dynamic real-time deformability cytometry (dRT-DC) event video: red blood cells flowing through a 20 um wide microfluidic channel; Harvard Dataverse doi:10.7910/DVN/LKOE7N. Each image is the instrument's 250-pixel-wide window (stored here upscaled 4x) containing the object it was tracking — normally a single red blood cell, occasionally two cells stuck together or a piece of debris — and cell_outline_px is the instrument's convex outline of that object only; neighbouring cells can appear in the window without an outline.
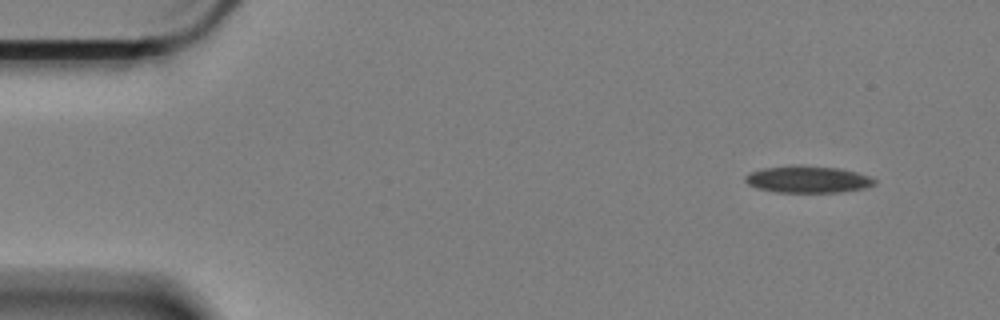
{"species": "Egyptian fruit bat (a non-hibernating species)", "species_latin": "Rousettus aegyptiacus", "temperature_condition": "cold", "stored_images_in_passage": 56, "camera_frame_rate_fps": 3000, "um_per_image_px": 0.085, "animal": {"sex": "female"}, "frame": {"image": 1, "passage_image": 1, "time_ms": 0.0, "image_size_px": [1000, 320], "cell_outline_px": [[876, 184], [868, 188], [840, 192], [776, 192], [756, 188], [748, 184], [744, 180], [744, 176], [748, 172], [764, 168], [796, 164], [800, 164], [840, 168], [872, 176], [876, 180]], "centroid_in_image_um": [68.68, 15.23], "position_along_channel_um": 16.3, "area_um2": 20.75}}
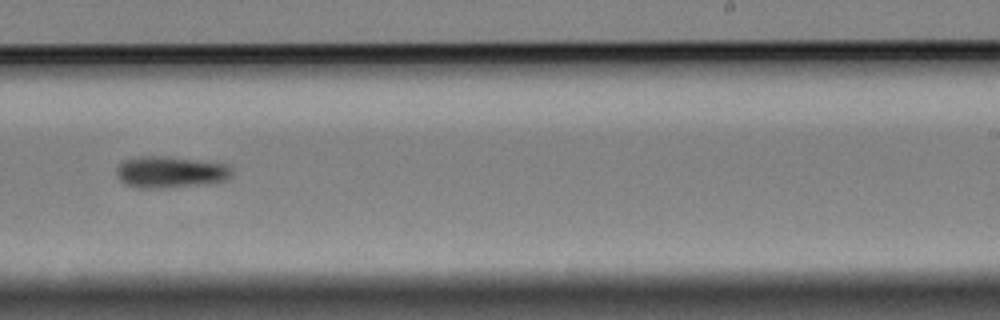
{"frame": {"image": 2, "passage_image": 33, "time_ms": 10.667, "image_size_px": [1000, 320], "cell_outline_px": [[232, 172], [224, 180], [172, 188], [140, 188], [124, 184], [116, 176], [116, 168], [124, 160], [140, 156], [168, 156], [224, 164], [232, 168]], "centroid_in_image_um": [14.4, 14.62], "position_along_channel_um": 274.6, "area_um2": 21.04}}
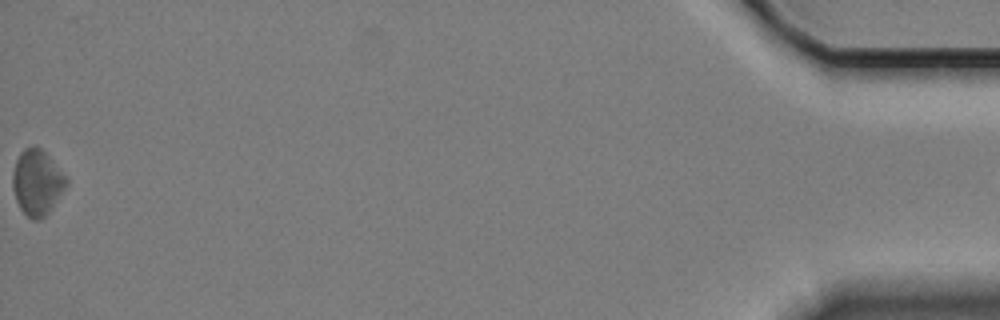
{"frame": {"image": 3, "passage_image": 56, "time_ms": 18.333, "image_size_px": [1000, 320], "cell_outline_px": [[68, 184], [48, 212], [44, 216], [36, 220], [32, 220], [20, 208], [16, 200], [12, 188], [12, 172], [16, 160], [20, 152], [24, 148], [40, 148], [44, 152], [68, 180]], "centroid_in_image_um": [3.11, 15.52], "position_along_channel_um": 432.1, "area_um2": 19.94}, "authors_computed_cell_mechanics": {"area_um2": 20.6346, "velocity_mm_per_s": 3.3213, "shape_relaxation_time_tau1_ms": 2.2168, "shape_relaxation_time_tau2_ms": null, "deformation_change_tau1": 0.0789, "deformation_change_tau2": null}}